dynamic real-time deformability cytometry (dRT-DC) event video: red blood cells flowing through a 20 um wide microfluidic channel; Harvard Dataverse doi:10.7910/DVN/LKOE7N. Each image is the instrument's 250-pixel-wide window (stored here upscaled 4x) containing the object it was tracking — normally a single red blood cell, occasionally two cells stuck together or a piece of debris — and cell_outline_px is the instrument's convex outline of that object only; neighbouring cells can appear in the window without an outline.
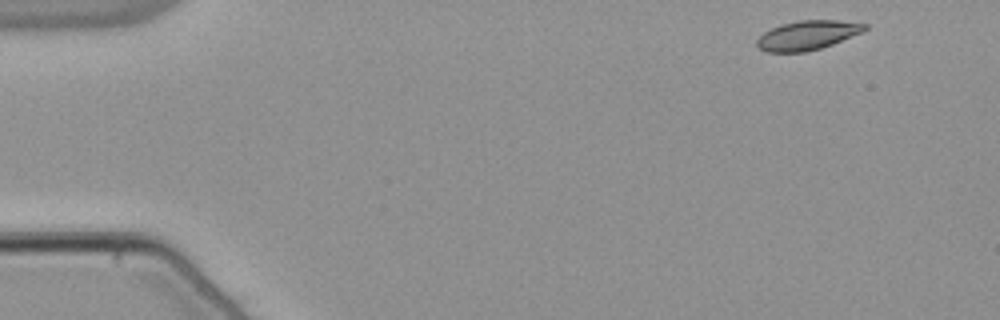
{"species": "common noctule bat (a hibernating species)", "species_latin": "Nyctalus noctula", "temperature_condition": "warm", "stored_images_in_passage": 50, "camera_frame_rate_fps": 3000, "um_per_image_px": 0.085, "animal": {"sex": "male", "body_mass_g": 21.5, "forearm_length_mm": 52.0}, "frame": {"image": 1, "passage_image": 1, "time_ms": 0.0, "image_size_px": [1000, 320], "cell_outline_px": [[868, 28], [864, 32], [832, 44], [820, 48], [804, 52], [764, 52], [756, 44], [756, 40], [764, 32], [780, 24], [800, 20], [836, 20], [868, 24]], "centroid_in_image_um": [68.65, 2.99], "position_along_channel_um": 16.4, "area_um2": 18.44}}
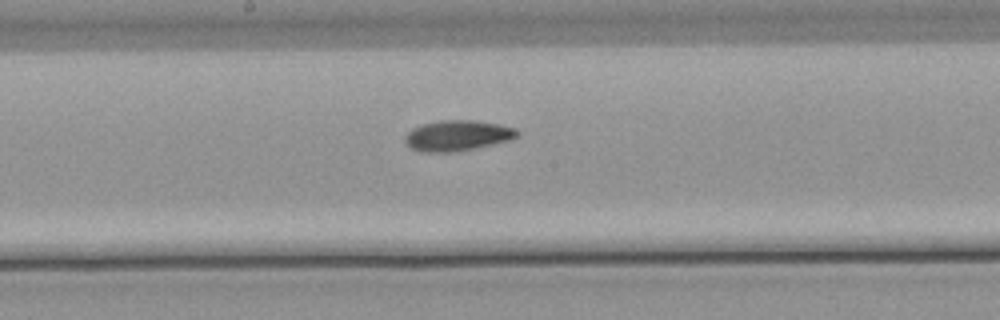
{"frame": {"image": 2, "passage_image": 25, "time_ms": 8.0, "image_size_px": [1000, 320], "cell_outline_px": [[520, 136], [508, 140], [476, 148], [452, 152], [420, 152], [412, 148], [404, 140], [404, 136], [412, 128], [420, 124], [440, 120], [472, 120], [500, 124], [516, 128], [520, 132]], "centroid_in_image_um": [38.88, 11.51], "position_along_channel_um": 209.3, "area_um2": 20.11}}
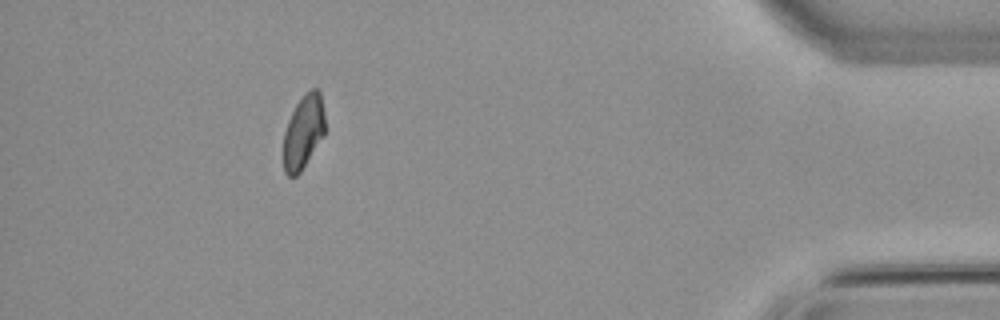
{"frame": {"image": 3, "passage_image": 45, "time_ms": 14.667, "image_size_px": [1000, 320], "cell_outline_px": [[324, 136], [300, 172], [296, 176], [288, 176], [284, 172], [284, 132], [288, 120], [296, 104], [304, 92], [312, 88], [316, 88], [320, 92], [324, 112]], "centroid_in_image_um": [25.79, 11.19], "position_along_channel_um": 409.4, "area_um2": 17.86}, "authors_computed_cell_mechanics": {"area_um2": 18.9006, "velocity_mm_per_s": 3.8277, "shape_relaxation_time_tau1_ms": 7.1275, "shape_relaxation_time_tau2_ms": null, "deformation_change_tau1": 0.1712, "deformation_change_tau2": null}}